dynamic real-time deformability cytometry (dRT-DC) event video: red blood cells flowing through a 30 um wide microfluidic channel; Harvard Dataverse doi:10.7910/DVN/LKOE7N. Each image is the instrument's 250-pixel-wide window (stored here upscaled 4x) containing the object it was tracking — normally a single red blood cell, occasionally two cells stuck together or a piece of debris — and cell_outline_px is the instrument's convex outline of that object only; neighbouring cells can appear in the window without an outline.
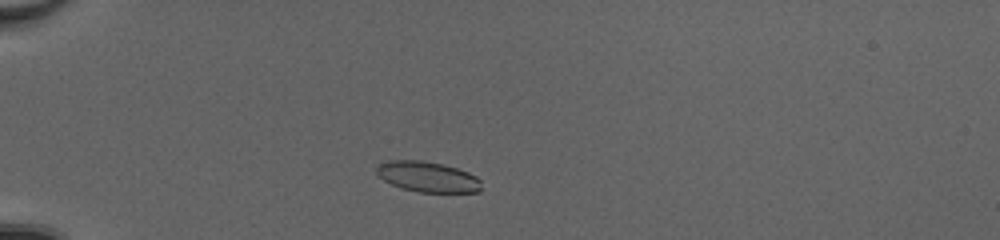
{"species": "common noctule bat (a hibernating species)", "species_latin": "Nyctalus noctula", "temperature_condition": "cold", "stored_images_in_passage": 42, "camera_frame_rate_fps": 3000, "um_per_image_px": 0.085, "animal": {"sex": "female", "body_mass_g": 20.0, "forearm_length_mm": 54.0}, "frame": {"image": 1, "passage_image": 6, "time_ms": 1.667, "image_size_px": [1000, 240], "cell_outline_px": [[480, 192], [416, 192], [400, 188], [376, 176], [376, 168], [380, 164], [388, 160], [420, 160], [444, 164], [468, 172], [476, 176], [480, 180]], "centroid_in_image_um": [36.32, 15.03], "position_along_channel_um": 48.7, "area_um2": 18.73}}
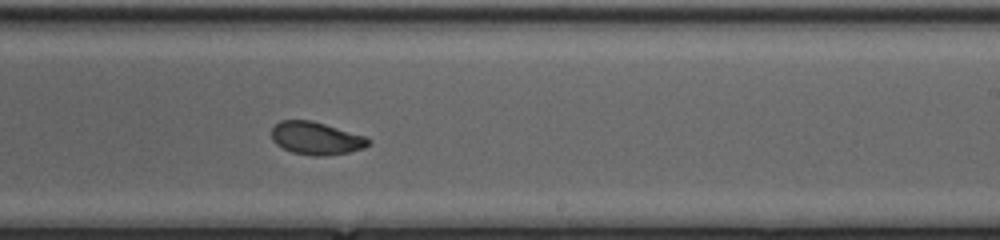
{"frame": {"image": 2, "passage_image": 24, "time_ms": 7.667, "image_size_px": [1000, 240], "cell_outline_px": [[372, 144], [364, 148], [348, 152], [324, 156], [312, 156], [292, 152], [276, 144], [272, 140], [272, 128], [280, 120], [312, 120], [364, 136], [372, 140]], "centroid_in_image_um": [26.88, 11.76], "position_along_channel_um": 262.1, "area_um2": 18.5}}
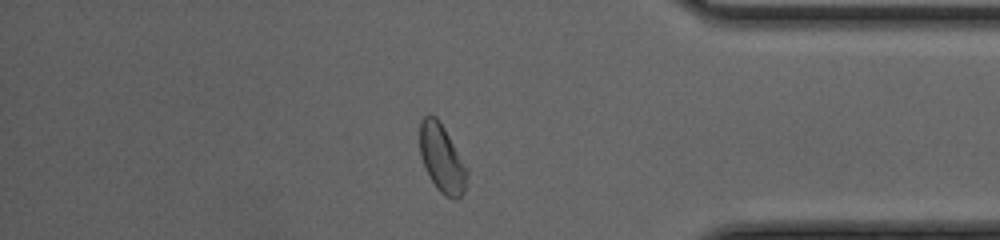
{"frame": {"image": 3, "passage_image": 35, "time_ms": 11.333, "image_size_px": [1000, 240], "cell_outline_px": [[468, 172], [464, 192], [456, 200], [452, 200], [444, 196], [436, 188], [424, 168], [420, 156], [420, 120], [428, 112], [436, 116], [444, 128], [468, 168]], "centroid_in_image_um": [37.55, 13.47], "position_along_channel_um": 397.6, "area_um2": 19.02}, "authors_computed_cell_mechanics": {"area_um2": 18.9584, "velocity_mm_per_s": 4.1489, "shape_relaxation_time_tau1_ms": 4.7961, "shape_relaxation_time_tau2_ms": 1.6764, "deformation_change_tau1": 0.1502, "deformation_change_tau2": 0.0601}}